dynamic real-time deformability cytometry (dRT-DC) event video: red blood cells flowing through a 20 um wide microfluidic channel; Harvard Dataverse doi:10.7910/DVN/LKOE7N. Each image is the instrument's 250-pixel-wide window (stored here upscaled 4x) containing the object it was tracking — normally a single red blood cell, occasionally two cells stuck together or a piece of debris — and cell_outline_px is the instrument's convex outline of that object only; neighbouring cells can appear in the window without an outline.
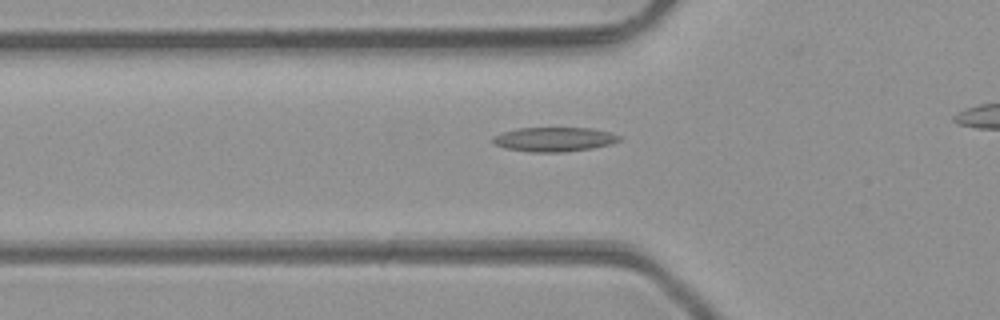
{"species": "common noctule bat (a hibernating species)", "species_latin": "Nyctalus noctula", "temperature_condition": "room temperature", "stored_images_in_passage": 33, "camera_frame_rate_fps": 3000, "um_per_image_px": 0.085, "animal": {"sex": "male", "body_mass_g": 23.1, "forearm_length_mm": 52.7}, "frame": {"image": 1, "passage_image": 10, "time_ms": 3.0, "image_size_px": [1000, 320], "cell_outline_px": [[620, 140], [608, 144], [592, 148], [564, 152], [532, 152], [508, 148], [496, 144], [492, 140], [492, 136], [516, 128], [592, 128], [608, 132], [620, 136]], "centroid_in_image_um": [47.09, 11.84], "position_along_channel_um": 78.7, "area_um2": 17.63}}
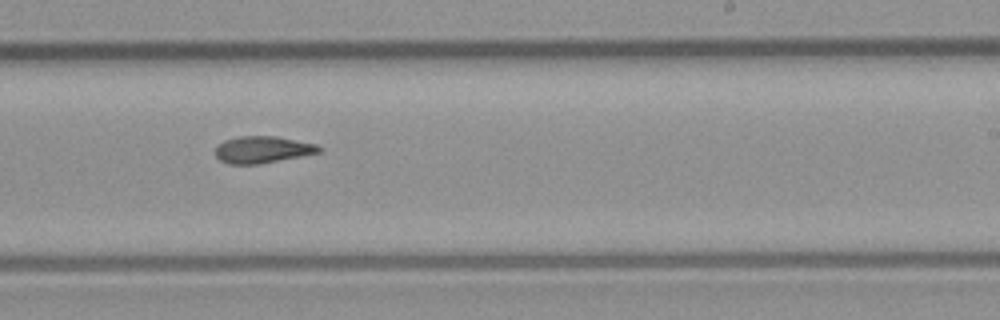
{"frame": {"image": 2, "passage_image": 23, "time_ms": 7.333, "image_size_px": [1000, 320], "cell_outline_px": [[324, 148], [320, 152], [260, 164], [228, 164], [220, 160], [216, 156], [216, 144], [224, 140], [236, 136], [276, 136], [316, 144]], "centroid_in_image_um": [22.29, 12.71], "position_along_channel_um": 266.7, "area_um2": 16.3}}
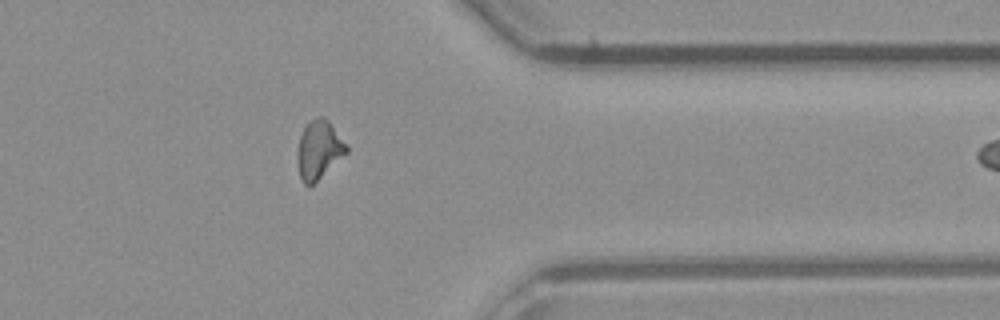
{"frame": {"image": 3, "passage_image": 32, "time_ms": 10.333, "image_size_px": [1000, 320], "cell_outline_px": [[348, 152], [312, 184], [304, 184], [300, 176], [296, 160], [296, 156], [300, 136], [304, 128], [316, 116], [324, 116], [328, 120], [348, 148]], "centroid_in_image_um": [27.08, 12.72], "position_along_channel_um": 384.3, "area_um2": 16.3}}